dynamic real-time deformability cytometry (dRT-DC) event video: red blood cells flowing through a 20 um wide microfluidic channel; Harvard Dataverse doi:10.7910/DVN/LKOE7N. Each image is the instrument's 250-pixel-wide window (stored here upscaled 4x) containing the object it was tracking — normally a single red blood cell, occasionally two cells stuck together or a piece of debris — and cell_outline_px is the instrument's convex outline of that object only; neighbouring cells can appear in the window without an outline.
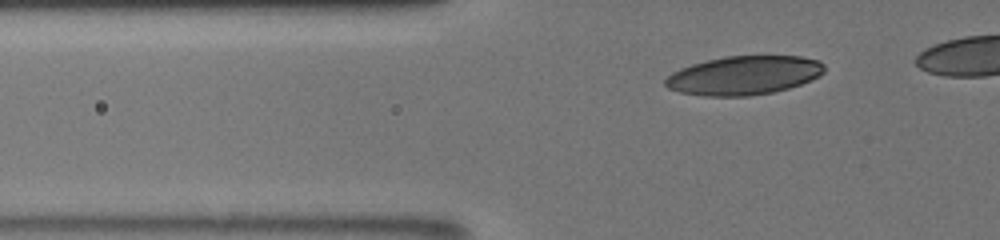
{"species": "human", "species_latin": "Homo sapiens", "temperature_condition": "room temperature", "stored_images_in_passage": 39, "camera_frame_rate_fps": 3000, "um_per_image_px": 0.085, "donor": {"sex": "male"}, "frame": {"image": 1, "passage_image": 9, "time_ms": 2.667, "image_size_px": [1000, 240], "cell_outline_px": [[824, 72], [820, 76], [812, 80], [788, 88], [772, 92], [748, 96], [704, 96], [680, 92], [668, 88], [664, 84], [664, 80], [672, 72], [680, 68], [692, 64], [724, 56], [800, 56], [820, 60], [824, 64]], "centroid_in_image_um": [63.24, 6.4], "position_along_channel_um": 62.6, "area_um2": 36.07}}
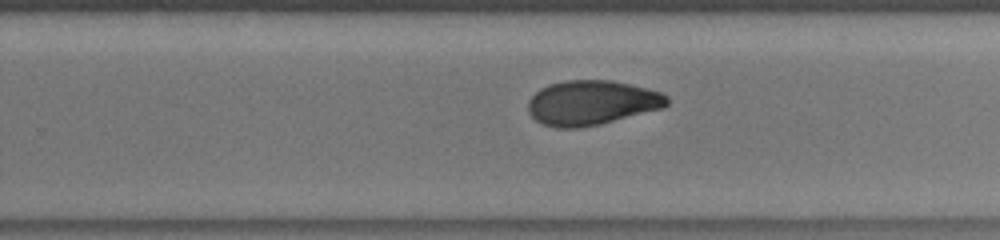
{"frame": {"image": 2, "passage_image": 27, "time_ms": 8.667, "image_size_px": [1000, 240], "cell_outline_px": [[668, 104], [664, 108], [600, 124], [580, 128], [556, 128], [544, 124], [536, 120], [528, 112], [528, 100], [540, 88], [548, 84], [564, 80], [612, 80], [660, 92], [668, 96]], "centroid_in_image_um": [50.27, 8.73], "position_along_channel_um": 279.5, "area_um2": 36.18}}
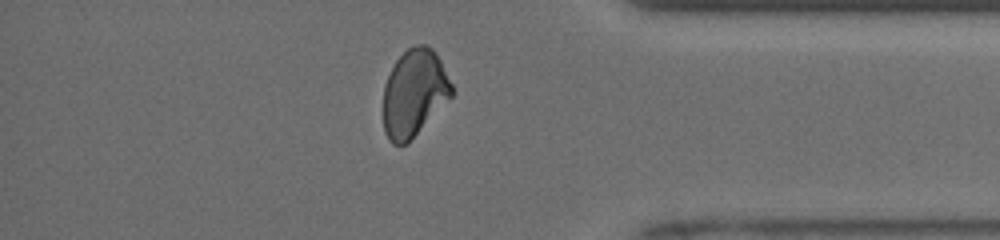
{"frame": {"image": 3, "passage_image": 37, "time_ms": 12.0, "image_size_px": [1000, 240], "cell_outline_px": [[456, 92], [408, 144], [392, 144], [388, 140], [384, 132], [384, 84], [396, 60], [408, 48], [416, 44], [424, 44], [432, 48], [436, 52]], "centroid_in_image_um": [35.22, 7.92], "position_along_channel_um": 400.0, "area_um2": 34.97}}